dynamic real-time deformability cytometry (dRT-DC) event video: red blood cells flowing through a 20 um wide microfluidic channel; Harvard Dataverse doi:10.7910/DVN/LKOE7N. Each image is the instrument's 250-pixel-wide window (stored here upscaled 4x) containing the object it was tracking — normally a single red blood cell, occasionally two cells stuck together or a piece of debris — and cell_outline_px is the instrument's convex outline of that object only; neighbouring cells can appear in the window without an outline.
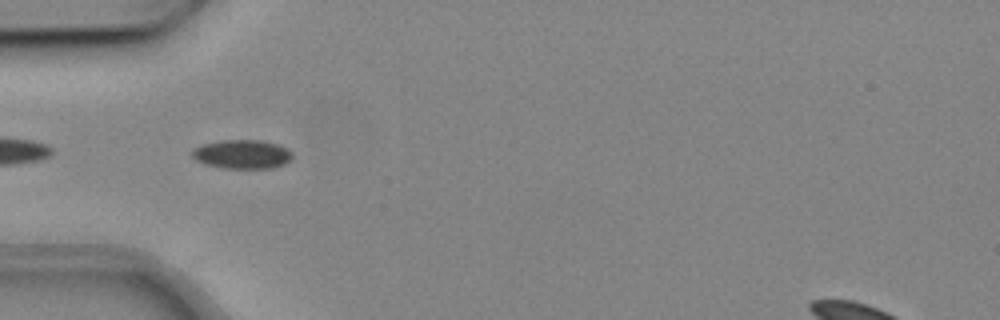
{"species": "common noctule bat (a hibernating species)", "species_latin": "Nyctalus noctula", "temperature_condition": "cold", "stored_images_in_passage": 7, "camera_frame_rate_fps": 3000, "um_per_image_px": 0.085, "animal": {"sex": "male", "body_mass_g": 19.2, "forearm_length_mm": 51.8}, "frame": {"image": 1, "passage_image": 2, "time_ms": 0.333, "image_size_px": [1000, 320], "cell_outline_px": [[292, 160], [276, 168], [220, 168], [204, 164], [196, 160], [192, 156], [192, 148], [200, 144], [220, 140], [260, 140], [280, 144], [288, 148], [292, 152]], "centroid_in_image_um": [20.59, 13.1], "position_along_channel_um": 64.4, "area_um2": 17.34}}